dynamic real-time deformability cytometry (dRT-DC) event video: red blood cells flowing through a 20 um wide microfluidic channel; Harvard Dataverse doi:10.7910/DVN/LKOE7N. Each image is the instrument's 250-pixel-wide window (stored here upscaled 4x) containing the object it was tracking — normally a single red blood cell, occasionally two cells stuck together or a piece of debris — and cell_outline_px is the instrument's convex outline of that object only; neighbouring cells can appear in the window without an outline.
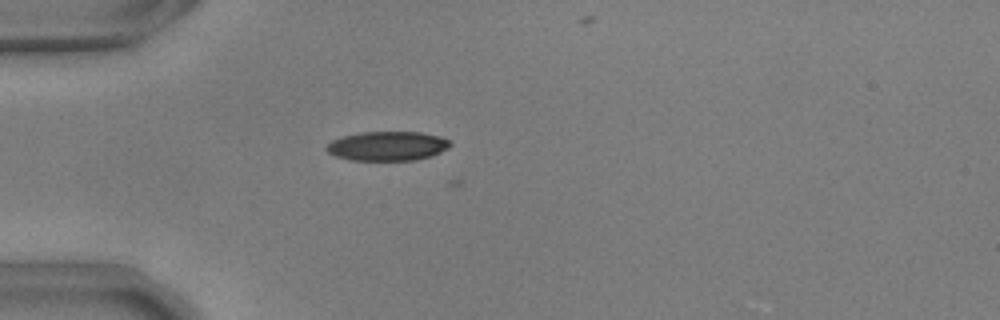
{"species": "common noctule bat (a hibernating species)", "species_latin": "Nyctalus noctula", "temperature_condition": "warm", "stored_images_in_passage": 2, "camera_frame_rate_fps": 3000, "um_per_image_px": 0.085, "animal": {"sex": "male", "body_mass_g": 17.9, "forearm_length_mm": 54.2}, "frame": {"image": 1, "passage_image": 1, "time_ms": 0.0, "image_size_px": [1000, 320], "cell_outline_px": [[452, 144], [448, 148], [432, 156], [416, 160], [348, 160], [336, 156], [328, 152], [324, 148], [332, 140], [344, 136], [360, 132], [420, 132], [440, 136], [448, 140]], "centroid_in_image_um": [32.94, 12.41], "position_along_channel_um": 52.1, "area_um2": 21.15}}